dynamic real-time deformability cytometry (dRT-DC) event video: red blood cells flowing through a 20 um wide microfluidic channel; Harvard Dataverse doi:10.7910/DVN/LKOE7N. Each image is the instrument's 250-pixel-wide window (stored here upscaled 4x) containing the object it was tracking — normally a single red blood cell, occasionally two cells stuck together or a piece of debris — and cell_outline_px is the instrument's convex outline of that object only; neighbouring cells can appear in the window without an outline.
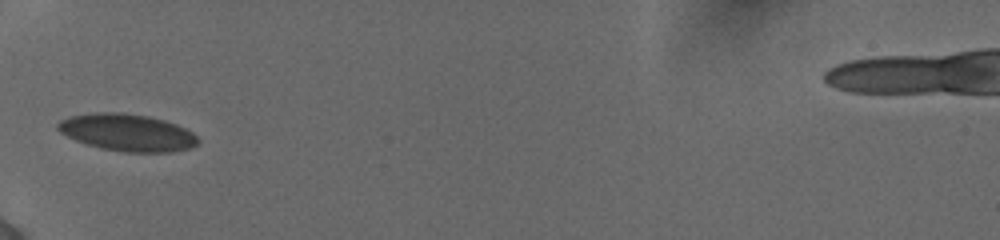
{"species": "human", "species_latin": "Homo sapiens", "temperature_condition": "cold", "stored_images_in_passage": 34, "camera_frame_rate_fps": 3000, "um_per_image_px": 0.085, "donor": {"sex": "female"}, "frame": {"image": 1, "passage_image": 1, "time_ms": 0.0, "image_size_px": [1000, 240], "cell_outline_px": [[200, 140], [192, 148], [172, 152], [124, 152], [100, 148], [76, 140], [60, 132], [56, 128], [56, 124], [60, 120], [68, 116], [92, 112], [124, 112], [148, 116], [164, 120], [176, 124], [192, 132]], "centroid_in_image_um": [10.81, 11.25], "position_along_channel_um": 74.2, "area_um2": 30.52}}
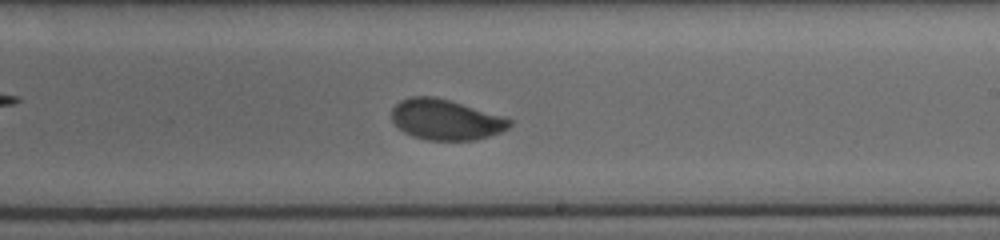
{"frame": {"image": 2, "passage_image": 15, "time_ms": 4.667, "image_size_px": [1000, 240], "cell_outline_px": [[512, 124], [508, 128], [500, 132], [476, 140], [428, 140], [412, 136], [404, 132], [392, 120], [392, 108], [400, 100], [412, 96], [432, 96], [448, 100], [500, 116], [512, 120]], "centroid_in_image_um": [37.85, 10.18], "position_along_channel_um": 251.1, "area_um2": 27.4}}
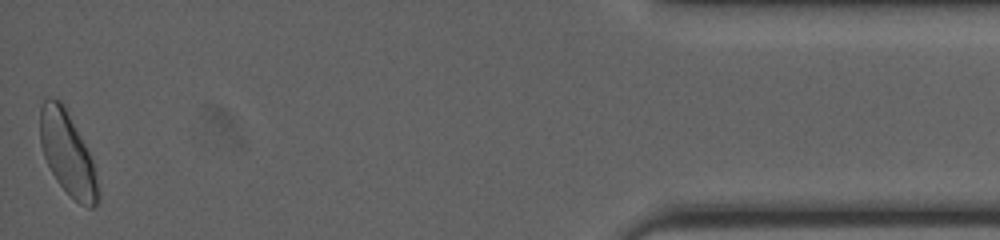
{"frame": {"image": 3, "passage_image": 34, "time_ms": 11.0, "image_size_px": [1000, 240], "cell_outline_px": [[100, 200], [92, 208], [88, 208], [80, 204], [56, 180], [44, 156], [40, 144], [40, 108], [44, 100], [48, 96], [60, 100], [64, 104], [92, 160], [100, 192]], "centroid_in_image_um": [5.74, 13.04], "position_along_channel_um": 429.5, "area_um2": 27.74}, "authors_computed_cell_mechanics": {"area_um2": 28.1197, "velocity_mm_per_s": 3.8619, "shape_relaxation_time_tau1_ms": 3.3864, "shape_relaxation_time_tau2_ms": null, "deformation_change_tau1": 0.1061, "deformation_change_tau2": null}}